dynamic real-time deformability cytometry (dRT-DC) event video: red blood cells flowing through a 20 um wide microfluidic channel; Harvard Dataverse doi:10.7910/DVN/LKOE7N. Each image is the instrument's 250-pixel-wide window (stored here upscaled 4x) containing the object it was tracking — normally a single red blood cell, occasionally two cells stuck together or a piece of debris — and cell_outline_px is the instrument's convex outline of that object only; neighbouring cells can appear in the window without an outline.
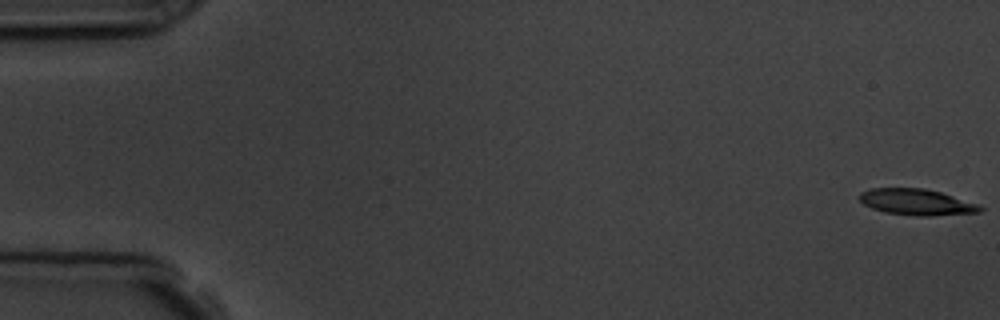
{"species": "common noctule bat (a hibernating species)", "species_latin": "Nyctalus noctula", "temperature_condition": "room temperature", "stored_images_in_passage": 5, "camera_frame_rate_fps": 3000, "um_per_image_px": 0.085, "animal": {"sex": "male", "body_mass_g": 19.5, "forearm_length_mm": 54.6}, "frame": {"image": 1, "passage_image": 1, "time_ms": 0.0, "image_size_px": [1000, 320], "cell_outline_px": [[984, 208], [980, 212], [932, 216], [916, 216], [884, 212], [872, 208], [864, 204], [860, 200], [860, 192], [868, 188], [924, 188], [940, 192], [980, 204]], "centroid_in_image_um": [77.93, 17.17], "position_along_channel_um": 7.1, "area_um2": 18.5}}
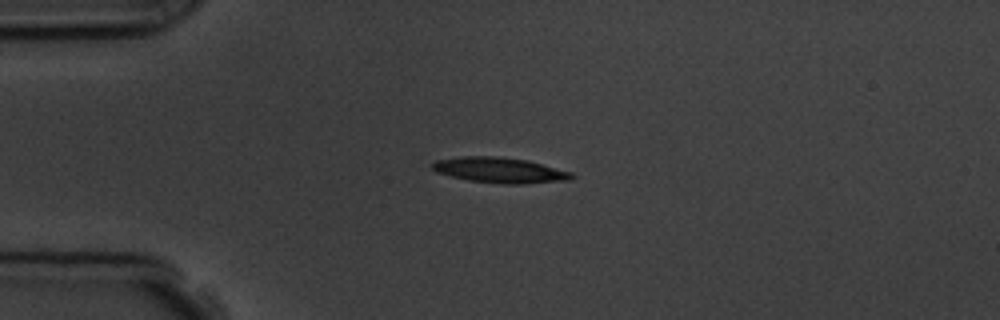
{"frame": {"image": 2, "passage_image": 4, "time_ms": 4.333, "image_size_px": [1000, 320], "cell_outline_px": [[576, 176], [572, 180], [524, 184], [504, 184], [468, 180], [436, 172], [432, 168], [432, 164], [436, 160], [460, 156], [496, 156], [528, 160], [572, 172]], "centroid_in_image_um": [42.53, 14.46], "position_along_channel_um": 42.5, "area_um2": 20.81}}